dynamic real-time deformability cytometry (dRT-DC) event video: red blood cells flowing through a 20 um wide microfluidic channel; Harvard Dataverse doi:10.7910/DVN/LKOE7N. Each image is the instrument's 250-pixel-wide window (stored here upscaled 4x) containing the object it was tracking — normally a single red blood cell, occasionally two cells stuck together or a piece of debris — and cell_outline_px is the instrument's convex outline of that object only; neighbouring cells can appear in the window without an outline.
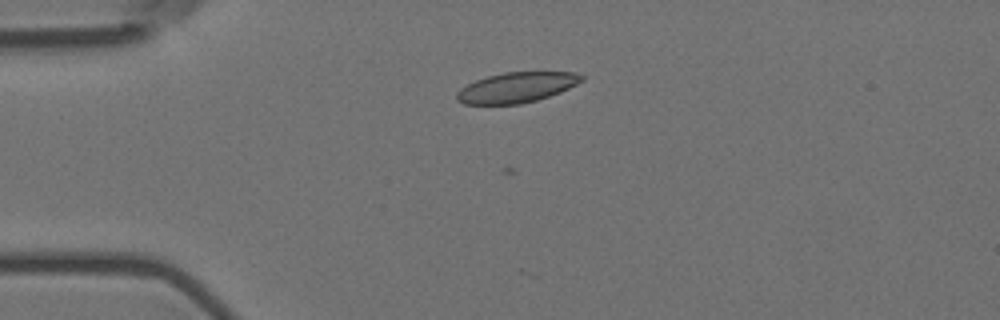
{"species": "Egyptian fruit bat (a non-hibernating species)", "species_latin": "Rousettus aegyptiacus", "temperature_condition": "room temperature", "stored_images_in_passage": 29, "camera_frame_rate_fps": 3000, "um_per_image_px": 0.085, "animal": {"sex": "female"}, "frame": {"image": 1, "passage_image": 13, "time_ms": 4.0, "image_size_px": [1000, 320], "cell_outline_px": [[584, 80], [560, 92], [536, 100], [520, 104], [464, 104], [456, 100], [456, 92], [460, 88], [476, 80], [488, 76], [504, 72], [576, 72], [584, 76]], "centroid_in_image_um": [43.9, 7.43], "position_along_channel_um": 41.1, "area_um2": 21.96}}
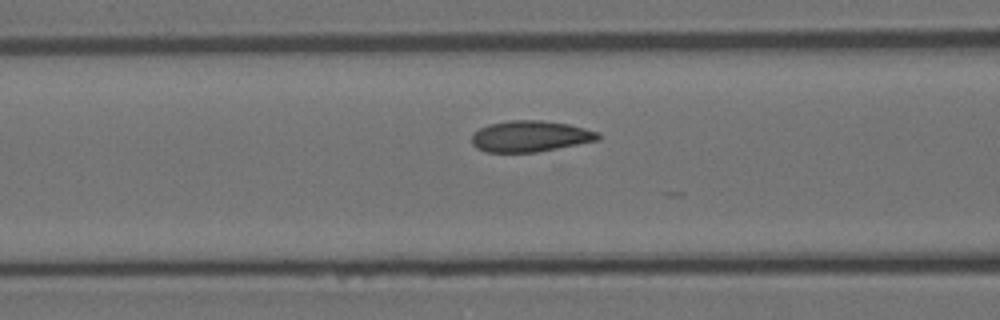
{"frame": {"image": 2, "passage_image": 22, "time_ms": 7.0, "image_size_px": [1000, 320], "cell_outline_px": [[600, 140], [536, 152], [484, 152], [476, 148], [472, 144], [472, 132], [488, 124], [508, 120], [540, 120], [568, 124], [600, 132]], "centroid_in_image_um": [45.05, 11.58], "position_along_channel_um": 121.6, "area_um2": 23.06}}
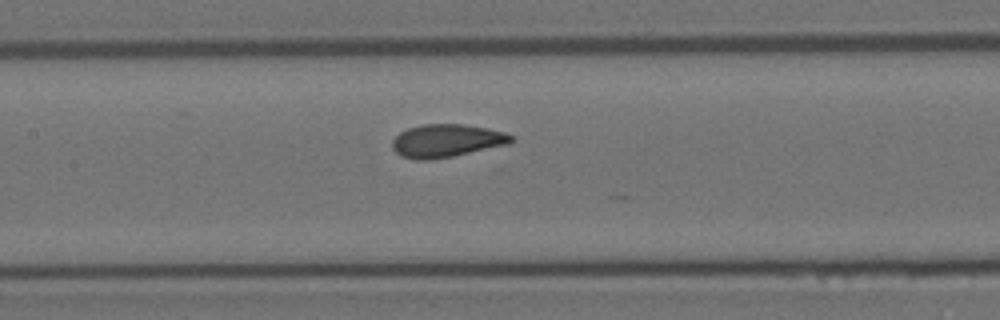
{"frame": {"image": 3, "passage_image": 26, "time_ms": 8.333, "image_size_px": [1000, 320], "cell_outline_px": [[516, 140], [508, 144], [452, 156], [428, 160], [416, 160], [400, 156], [392, 148], [392, 140], [400, 132], [408, 128], [420, 124], [464, 124], [488, 128], [504, 132], [516, 136]], "centroid_in_image_um": [37.97, 11.95], "position_along_channel_um": 169.4, "area_um2": 23.0}}